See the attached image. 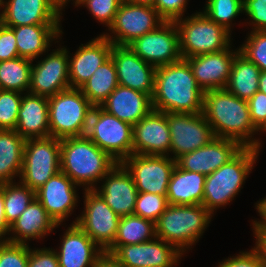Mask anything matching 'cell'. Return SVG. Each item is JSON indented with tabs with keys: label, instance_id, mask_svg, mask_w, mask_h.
Instances as JSON below:
<instances>
[{
	"label": "cell",
	"instance_id": "1",
	"mask_svg": "<svg viewBox=\"0 0 266 267\" xmlns=\"http://www.w3.org/2000/svg\"><path fill=\"white\" fill-rule=\"evenodd\" d=\"M202 113L215 137L237 141L244 148L261 149L260 140L254 138L258 130L251 121L246 100L236 97L226 88L206 91Z\"/></svg>",
	"mask_w": 266,
	"mask_h": 267
},
{
	"label": "cell",
	"instance_id": "2",
	"mask_svg": "<svg viewBox=\"0 0 266 267\" xmlns=\"http://www.w3.org/2000/svg\"><path fill=\"white\" fill-rule=\"evenodd\" d=\"M204 92L185 59L157 67L153 110L169 113H202Z\"/></svg>",
	"mask_w": 266,
	"mask_h": 267
},
{
	"label": "cell",
	"instance_id": "3",
	"mask_svg": "<svg viewBox=\"0 0 266 267\" xmlns=\"http://www.w3.org/2000/svg\"><path fill=\"white\" fill-rule=\"evenodd\" d=\"M61 171L76 185L93 190L118 164L86 135L60 139ZM98 182V183H97Z\"/></svg>",
	"mask_w": 266,
	"mask_h": 267
},
{
	"label": "cell",
	"instance_id": "4",
	"mask_svg": "<svg viewBox=\"0 0 266 267\" xmlns=\"http://www.w3.org/2000/svg\"><path fill=\"white\" fill-rule=\"evenodd\" d=\"M212 215L203 205H168L155 222L156 237L184 254L199 241Z\"/></svg>",
	"mask_w": 266,
	"mask_h": 267
},
{
	"label": "cell",
	"instance_id": "5",
	"mask_svg": "<svg viewBox=\"0 0 266 267\" xmlns=\"http://www.w3.org/2000/svg\"><path fill=\"white\" fill-rule=\"evenodd\" d=\"M260 149L243 148L233 159L206 175L202 205L213 212L238 195L251 173Z\"/></svg>",
	"mask_w": 266,
	"mask_h": 267
},
{
	"label": "cell",
	"instance_id": "6",
	"mask_svg": "<svg viewBox=\"0 0 266 267\" xmlns=\"http://www.w3.org/2000/svg\"><path fill=\"white\" fill-rule=\"evenodd\" d=\"M50 136L63 139L86 135L94 106L80 88H68L48 97Z\"/></svg>",
	"mask_w": 266,
	"mask_h": 267
},
{
	"label": "cell",
	"instance_id": "7",
	"mask_svg": "<svg viewBox=\"0 0 266 267\" xmlns=\"http://www.w3.org/2000/svg\"><path fill=\"white\" fill-rule=\"evenodd\" d=\"M175 23L182 59L220 52L232 45L231 33L222 25L211 21L201 11L190 17L180 18Z\"/></svg>",
	"mask_w": 266,
	"mask_h": 267
},
{
	"label": "cell",
	"instance_id": "8",
	"mask_svg": "<svg viewBox=\"0 0 266 267\" xmlns=\"http://www.w3.org/2000/svg\"><path fill=\"white\" fill-rule=\"evenodd\" d=\"M86 136L118 163L133 154V125L119 120L100 106H94L91 112Z\"/></svg>",
	"mask_w": 266,
	"mask_h": 267
},
{
	"label": "cell",
	"instance_id": "9",
	"mask_svg": "<svg viewBox=\"0 0 266 267\" xmlns=\"http://www.w3.org/2000/svg\"><path fill=\"white\" fill-rule=\"evenodd\" d=\"M59 171L60 139L51 136L26 139L19 181L36 192Z\"/></svg>",
	"mask_w": 266,
	"mask_h": 267
},
{
	"label": "cell",
	"instance_id": "10",
	"mask_svg": "<svg viewBox=\"0 0 266 267\" xmlns=\"http://www.w3.org/2000/svg\"><path fill=\"white\" fill-rule=\"evenodd\" d=\"M163 22L153 6L122 1L108 29L111 35L107 33L103 35L113 45L128 46L136 38L155 30Z\"/></svg>",
	"mask_w": 266,
	"mask_h": 267
},
{
	"label": "cell",
	"instance_id": "11",
	"mask_svg": "<svg viewBox=\"0 0 266 267\" xmlns=\"http://www.w3.org/2000/svg\"><path fill=\"white\" fill-rule=\"evenodd\" d=\"M84 210L76 223L102 250L106 251L116 237L120 217L93 189L84 192Z\"/></svg>",
	"mask_w": 266,
	"mask_h": 267
},
{
	"label": "cell",
	"instance_id": "12",
	"mask_svg": "<svg viewBox=\"0 0 266 267\" xmlns=\"http://www.w3.org/2000/svg\"><path fill=\"white\" fill-rule=\"evenodd\" d=\"M171 134V154L175 161L209 144L215 135L203 113H169L166 112Z\"/></svg>",
	"mask_w": 266,
	"mask_h": 267
},
{
	"label": "cell",
	"instance_id": "13",
	"mask_svg": "<svg viewBox=\"0 0 266 267\" xmlns=\"http://www.w3.org/2000/svg\"><path fill=\"white\" fill-rule=\"evenodd\" d=\"M128 46L141 59L156 68L182 59L175 22L164 21L155 30L136 38Z\"/></svg>",
	"mask_w": 266,
	"mask_h": 267
},
{
	"label": "cell",
	"instance_id": "14",
	"mask_svg": "<svg viewBox=\"0 0 266 267\" xmlns=\"http://www.w3.org/2000/svg\"><path fill=\"white\" fill-rule=\"evenodd\" d=\"M166 155L132 154L122 164L132 175L138 192L167 196L176 161Z\"/></svg>",
	"mask_w": 266,
	"mask_h": 267
},
{
	"label": "cell",
	"instance_id": "15",
	"mask_svg": "<svg viewBox=\"0 0 266 267\" xmlns=\"http://www.w3.org/2000/svg\"><path fill=\"white\" fill-rule=\"evenodd\" d=\"M105 252L113 255L124 267H175L184 255L158 237L139 244L110 246Z\"/></svg>",
	"mask_w": 266,
	"mask_h": 267
},
{
	"label": "cell",
	"instance_id": "16",
	"mask_svg": "<svg viewBox=\"0 0 266 267\" xmlns=\"http://www.w3.org/2000/svg\"><path fill=\"white\" fill-rule=\"evenodd\" d=\"M68 54L66 47H59L38 60V64L32 63L28 93L50 97L70 88Z\"/></svg>",
	"mask_w": 266,
	"mask_h": 267
},
{
	"label": "cell",
	"instance_id": "17",
	"mask_svg": "<svg viewBox=\"0 0 266 267\" xmlns=\"http://www.w3.org/2000/svg\"><path fill=\"white\" fill-rule=\"evenodd\" d=\"M63 8L58 0H3L0 22L8 27L60 24Z\"/></svg>",
	"mask_w": 266,
	"mask_h": 267
},
{
	"label": "cell",
	"instance_id": "18",
	"mask_svg": "<svg viewBox=\"0 0 266 267\" xmlns=\"http://www.w3.org/2000/svg\"><path fill=\"white\" fill-rule=\"evenodd\" d=\"M110 57L116 67L119 85L153 96L156 67L141 59L129 46L113 45Z\"/></svg>",
	"mask_w": 266,
	"mask_h": 267
},
{
	"label": "cell",
	"instance_id": "19",
	"mask_svg": "<svg viewBox=\"0 0 266 267\" xmlns=\"http://www.w3.org/2000/svg\"><path fill=\"white\" fill-rule=\"evenodd\" d=\"M171 153V134L165 112L152 110L133 125V154L166 155Z\"/></svg>",
	"mask_w": 266,
	"mask_h": 267
},
{
	"label": "cell",
	"instance_id": "20",
	"mask_svg": "<svg viewBox=\"0 0 266 267\" xmlns=\"http://www.w3.org/2000/svg\"><path fill=\"white\" fill-rule=\"evenodd\" d=\"M225 49L185 58L203 92L226 88L235 56L240 50Z\"/></svg>",
	"mask_w": 266,
	"mask_h": 267
},
{
	"label": "cell",
	"instance_id": "21",
	"mask_svg": "<svg viewBox=\"0 0 266 267\" xmlns=\"http://www.w3.org/2000/svg\"><path fill=\"white\" fill-rule=\"evenodd\" d=\"M243 148L237 141L216 137L209 144L179 157L176 164L183 170L209 175Z\"/></svg>",
	"mask_w": 266,
	"mask_h": 267
},
{
	"label": "cell",
	"instance_id": "22",
	"mask_svg": "<svg viewBox=\"0 0 266 267\" xmlns=\"http://www.w3.org/2000/svg\"><path fill=\"white\" fill-rule=\"evenodd\" d=\"M76 187L78 185L59 171L36 191V199L57 225L71 216L77 206L79 196Z\"/></svg>",
	"mask_w": 266,
	"mask_h": 267
},
{
	"label": "cell",
	"instance_id": "23",
	"mask_svg": "<svg viewBox=\"0 0 266 267\" xmlns=\"http://www.w3.org/2000/svg\"><path fill=\"white\" fill-rule=\"evenodd\" d=\"M103 179L94 190L119 217L133 215L138 191L129 171L118 163Z\"/></svg>",
	"mask_w": 266,
	"mask_h": 267
},
{
	"label": "cell",
	"instance_id": "24",
	"mask_svg": "<svg viewBox=\"0 0 266 267\" xmlns=\"http://www.w3.org/2000/svg\"><path fill=\"white\" fill-rule=\"evenodd\" d=\"M59 251L60 267H95L105 252L76 224L72 223L62 237Z\"/></svg>",
	"mask_w": 266,
	"mask_h": 267
},
{
	"label": "cell",
	"instance_id": "25",
	"mask_svg": "<svg viewBox=\"0 0 266 267\" xmlns=\"http://www.w3.org/2000/svg\"><path fill=\"white\" fill-rule=\"evenodd\" d=\"M113 44L103 35L93 38L68 55L69 83L71 88H80L106 60L110 58Z\"/></svg>",
	"mask_w": 266,
	"mask_h": 267
},
{
	"label": "cell",
	"instance_id": "26",
	"mask_svg": "<svg viewBox=\"0 0 266 267\" xmlns=\"http://www.w3.org/2000/svg\"><path fill=\"white\" fill-rule=\"evenodd\" d=\"M107 113L134 125L153 110L152 97L118 85L100 105Z\"/></svg>",
	"mask_w": 266,
	"mask_h": 267
},
{
	"label": "cell",
	"instance_id": "27",
	"mask_svg": "<svg viewBox=\"0 0 266 267\" xmlns=\"http://www.w3.org/2000/svg\"><path fill=\"white\" fill-rule=\"evenodd\" d=\"M48 112V97L24 93L15 131L25 139L49 137Z\"/></svg>",
	"mask_w": 266,
	"mask_h": 267
},
{
	"label": "cell",
	"instance_id": "28",
	"mask_svg": "<svg viewBox=\"0 0 266 267\" xmlns=\"http://www.w3.org/2000/svg\"><path fill=\"white\" fill-rule=\"evenodd\" d=\"M58 226L35 198L10 226L13 237L8 236V242L27 245V240H40Z\"/></svg>",
	"mask_w": 266,
	"mask_h": 267
},
{
	"label": "cell",
	"instance_id": "29",
	"mask_svg": "<svg viewBox=\"0 0 266 267\" xmlns=\"http://www.w3.org/2000/svg\"><path fill=\"white\" fill-rule=\"evenodd\" d=\"M60 24H35L11 27L17 42L19 57L34 61L50 51L51 42L62 35Z\"/></svg>",
	"mask_w": 266,
	"mask_h": 267
},
{
	"label": "cell",
	"instance_id": "30",
	"mask_svg": "<svg viewBox=\"0 0 266 267\" xmlns=\"http://www.w3.org/2000/svg\"><path fill=\"white\" fill-rule=\"evenodd\" d=\"M206 175L174 167L167 188L168 205H202Z\"/></svg>",
	"mask_w": 266,
	"mask_h": 267
},
{
	"label": "cell",
	"instance_id": "31",
	"mask_svg": "<svg viewBox=\"0 0 266 267\" xmlns=\"http://www.w3.org/2000/svg\"><path fill=\"white\" fill-rule=\"evenodd\" d=\"M25 141L15 130H0V184L20 177Z\"/></svg>",
	"mask_w": 266,
	"mask_h": 267
},
{
	"label": "cell",
	"instance_id": "32",
	"mask_svg": "<svg viewBox=\"0 0 266 267\" xmlns=\"http://www.w3.org/2000/svg\"><path fill=\"white\" fill-rule=\"evenodd\" d=\"M260 74V68L239 52L233 61L226 89L248 101L258 91Z\"/></svg>",
	"mask_w": 266,
	"mask_h": 267
},
{
	"label": "cell",
	"instance_id": "33",
	"mask_svg": "<svg viewBox=\"0 0 266 267\" xmlns=\"http://www.w3.org/2000/svg\"><path fill=\"white\" fill-rule=\"evenodd\" d=\"M118 85L116 67L110 57L93 72L80 90L93 106H100Z\"/></svg>",
	"mask_w": 266,
	"mask_h": 267
},
{
	"label": "cell",
	"instance_id": "34",
	"mask_svg": "<svg viewBox=\"0 0 266 267\" xmlns=\"http://www.w3.org/2000/svg\"><path fill=\"white\" fill-rule=\"evenodd\" d=\"M156 237L155 223L137 215L120 217L114 243L111 246L139 244Z\"/></svg>",
	"mask_w": 266,
	"mask_h": 267
},
{
	"label": "cell",
	"instance_id": "35",
	"mask_svg": "<svg viewBox=\"0 0 266 267\" xmlns=\"http://www.w3.org/2000/svg\"><path fill=\"white\" fill-rule=\"evenodd\" d=\"M32 62L23 57L0 61V89L28 93Z\"/></svg>",
	"mask_w": 266,
	"mask_h": 267
},
{
	"label": "cell",
	"instance_id": "36",
	"mask_svg": "<svg viewBox=\"0 0 266 267\" xmlns=\"http://www.w3.org/2000/svg\"><path fill=\"white\" fill-rule=\"evenodd\" d=\"M36 198V192L21 181L4 183V211L7 223H12L25 211Z\"/></svg>",
	"mask_w": 266,
	"mask_h": 267
},
{
	"label": "cell",
	"instance_id": "37",
	"mask_svg": "<svg viewBox=\"0 0 266 267\" xmlns=\"http://www.w3.org/2000/svg\"><path fill=\"white\" fill-rule=\"evenodd\" d=\"M206 3L203 13L232 33V21L243 13V0H208Z\"/></svg>",
	"mask_w": 266,
	"mask_h": 267
},
{
	"label": "cell",
	"instance_id": "38",
	"mask_svg": "<svg viewBox=\"0 0 266 267\" xmlns=\"http://www.w3.org/2000/svg\"><path fill=\"white\" fill-rule=\"evenodd\" d=\"M167 206V197L164 195L138 192L133 214L155 223Z\"/></svg>",
	"mask_w": 266,
	"mask_h": 267
},
{
	"label": "cell",
	"instance_id": "39",
	"mask_svg": "<svg viewBox=\"0 0 266 267\" xmlns=\"http://www.w3.org/2000/svg\"><path fill=\"white\" fill-rule=\"evenodd\" d=\"M23 94L0 89V130H15Z\"/></svg>",
	"mask_w": 266,
	"mask_h": 267
},
{
	"label": "cell",
	"instance_id": "40",
	"mask_svg": "<svg viewBox=\"0 0 266 267\" xmlns=\"http://www.w3.org/2000/svg\"><path fill=\"white\" fill-rule=\"evenodd\" d=\"M239 50L260 71H266V31H251Z\"/></svg>",
	"mask_w": 266,
	"mask_h": 267
},
{
	"label": "cell",
	"instance_id": "41",
	"mask_svg": "<svg viewBox=\"0 0 266 267\" xmlns=\"http://www.w3.org/2000/svg\"><path fill=\"white\" fill-rule=\"evenodd\" d=\"M75 6H86L93 17L106 27L112 25L123 0H72Z\"/></svg>",
	"mask_w": 266,
	"mask_h": 267
},
{
	"label": "cell",
	"instance_id": "42",
	"mask_svg": "<svg viewBox=\"0 0 266 267\" xmlns=\"http://www.w3.org/2000/svg\"><path fill=\"white\" fill-rule=\"evenodd\" d=\"M29 244L0 243V267H28Z\"/></svg>",
	"mask_w": 266,
	"mask_h": 267
},
{
	"label": "cell",
	"instance_id": "43",
	"mask_svg": "<svg viewBox=\"0 0 266 267\" xmlns=\"http://www.w3.org/2000/svg\"><path fill=\"white\" fill-rule=\"evenodd\" d=\"M243 12L250 18L252 31H266V0H243Z\"/></svg>",
	"mask_w": 266,
	"mask_h": 267
},
{
	"label": "cell",
	"instance_id": "44",
	"mask_svg": "<svg viewBox=\"0 0 266 267\" xmlns=\"http://www.w3.org/2000/svg\"><path fill=\"white\" fill-rule=\"evenodd\" d=\"M188 0H156L153 7L164 21L175 22L186 12Z\"/></svg>",
	"mask_w": 266,
	"mask_h": 267
},
{
	"label": "cell",
	"instance_id": "45",
	"mask_svg": "<svg viewBox=\"0 0 266 267\" xmlns=\"http://www.w3.org/2000/svg\"><path fill=\"white\" fill-rule=\"evenodd\" d=\"M247 102L254 127L266 132V94L257 91Z\"/></svg>",
	"mask_w": 266,
	"mask_h": 267
},
{
	"label": "cell",
	"instance_id": "46",
	"mask_svg": "<svg viewBox=\"0 0 266 267\" xmlns=\"http://www.w3.org/2000/svg\"><path fill=\"white\" fill-rule=\"evenodd\" d=\"M14 30L0 22V61L19 57Z\"/></svg>",
	"mask_w": 266,
	"mask_h": 267
},
{
	"label": "cell",
	"instance_id": "47",
	"mask_svg": "<svg viewBox=\"0 0 266 267\" xmlns=\"http://www.w3.org/2000/svg\"><path fill=\"white\" fill-rule=\"evenodd\" d=\"M28 267H60L56 250L29 247Z\"/></svg>",
	"mask_w": 266,
	"mask_h": 267
},
{
	"label": "cell",
	"instance_id": "48",
	"mask_svg": "<svg viewBox=\"0 0 266 267\" xmlns=\"http://www.w3.org/2000/svg\"><path fill=\"white\" fill-rule=\"evenodd\" d=\"M237 255L228 257L220 262L217 267H263L258 253L253 248L249 251H242Z\"/></svg>",
	"mask_w": 266,
	"mask_h": 267
},
{
	"label": "cell",
	"instance_id": "49",
	"mask_svg": "<svg viewBox=\"0 0 266 267\" xmlns=\"http://www.w3.org/2000/svg\"><path fill=\"white\" fill-rule=\"evenodd\" d=\"M9 230H10V225L6 221L5 211H4V183H1L0 184V243L8 241V237L5 238V236L10 235Z\"/></svg>",
	"mask_w": 266,
	"mask_h": 267
},
{
	"label": "cell",
	"instance_id": "50",
	"mask_svg": "<svg viewBox=\"0 0 266 267\" xmlns=\"http://www.w3.org/2000/svg\"><path fill=\"white\" fill-rule=\"evenodd\" d=\"M256 238L254 250L258 253L263 267H266V230L252 229Z\"/></svg>",
	"mask_w": 266,
	"mask_h": 267
},
{
	"label": "cell",
	"instance_id": "51",
	"mask_svg": "<svg viewBox=\"0 0 266 267\" xmlns=\"http://www.w3.org/2000/svg\"><path fill=\"white\" fill-rule=\"evenodd\" d=\"M255 207L261 217V220L252 221L253 229L266 230V197L257 201Z\"/></svg>",
	"mask_w": 266,
	"mask_h": 267
},
{
	"label": "cell",
	"instance_id": "52",
	"mask_svg": "<svg viewBox=\"0 0 266 267\" xmlns=\"http://www.w3.org/2000/svg\"><path fill=\"white\" fill-rule=\"evenodd\" d=\"M95 267H124L113 255L104 252Z\"/></svg>",
	"mask_w": 266,
	"mask_h": 267
},
{
	"label": "cell",
	"instance_id": "53",
	"mask_svg": "<svg viewBox=\"0 0 266 267\" xmlns=\"http://www.w3.org/2000/svg\"><path fill=\"white\" fill-rule=\"evenodd\" d=\"M258 91L266 94V71H261Z\"/></svg>",
	"mask_w": 266,
	"mask_h": 267
},
{
	"label": "cell",
	"instance_id": "54",
	"mask_svg": "<svg viewBox=\"0 0 266 267\" xmlns=\"http://www.w3.org/2000/svg\"><path fill=\"white\" fill-rule=\"evenodd\" d=\"M123 1L132 3V4H142V5L153 6L156 0H123Z\"/></svg>",
	"mask_w": 266,
	"mask_h": 267
},
{
	"label": "cell",
	"instance_id": "55",
	"mask_svg": "<svg viewBox=\"0 0 266 267\" xmlns=\"http://www.w3.org/2000/svg\"><path fill=\"white\" fill-rule=\"evenodd\" d=\"M64 7L66 4H68V2H70L71 0H58Z\"/></svg>",
	"mask_w": 266,
	"mask_h": 267
},
{
	"label": "cell",
	"instance_id": "56",
	"mask_svg": "<svg viewBox=\"0 0 266 267\" xmlns=\"http://www.w3.org/2000/svg\"><path fill=\"white\" fill-rule=\"evenodd\" d=\"M2 1H3V0H0V9L2 8Z\"/></svg>",
	"mask_w": 266,
	"mask_h": 267
}]
</instances>
